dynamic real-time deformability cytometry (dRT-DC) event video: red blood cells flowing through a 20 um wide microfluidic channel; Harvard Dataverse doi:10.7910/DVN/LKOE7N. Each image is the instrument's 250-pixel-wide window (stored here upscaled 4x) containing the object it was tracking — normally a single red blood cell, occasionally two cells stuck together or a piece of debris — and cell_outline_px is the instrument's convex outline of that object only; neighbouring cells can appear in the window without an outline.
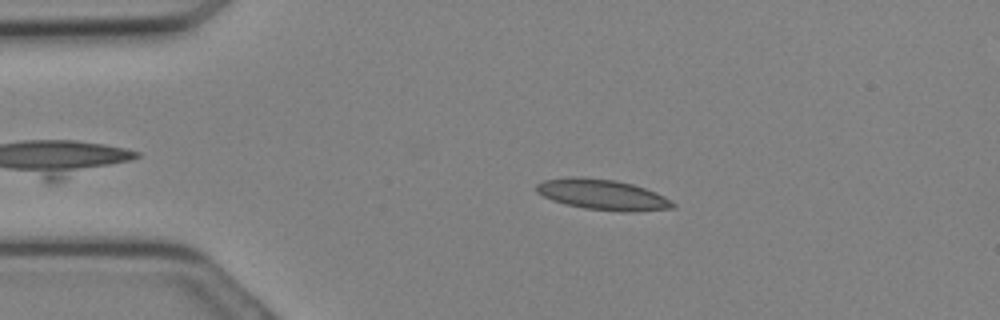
{"species": "Egyptian fruit bat (a non-hibernating species)", "species_latin": "Rousettus aegyptiacus", "temperature_condition": "cold", "stored_images_in_passage": 13, "camera_frame_rate_fps": 3000, "um_per_image_px": 0.085, "animal": {"sex": "female"}, "frame": {"image": 1, "passage_image": 1, "time_ms": 0.0, "image_size_px": [1000, 320], "cell_outline_px": [[676, 208], [632, 212], [624, 212], [584, 208], [564, 204], [552, 200], [536, 192], [536, 184], [544, 180], [568, 176], [580, 176], [616, 180], [632, 184], [656, 192], [664, 196], [676, 204]], "centroid_in_image_um": [51.21, 16.54], "position_along_channel_um": 33.8, "area_um2": 24.51}}
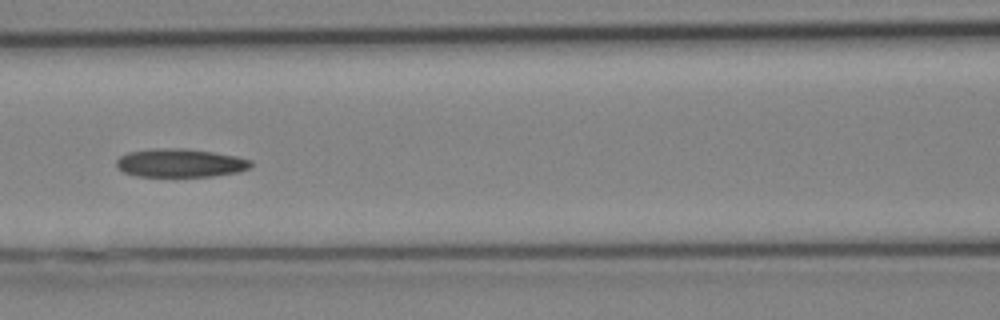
{"frame": {"image": 2, "passage_image": 8, "time_ms": 2.333, "image_size_px": [1000, 320], "cell_outline_px": [[252, 164], [248, 168], [236, 172], [212, 176], [136, 176], [124, 172], [116, 164], [116, 160], [120, 156], [128, 152], [152, 148], [184, 148], [212, 152], [236, 156], [252, 160]], "centroid_in_image_um": [15.3, 13.84], "position_along_channel_um": 151.3, "area_um2": 22.14}}
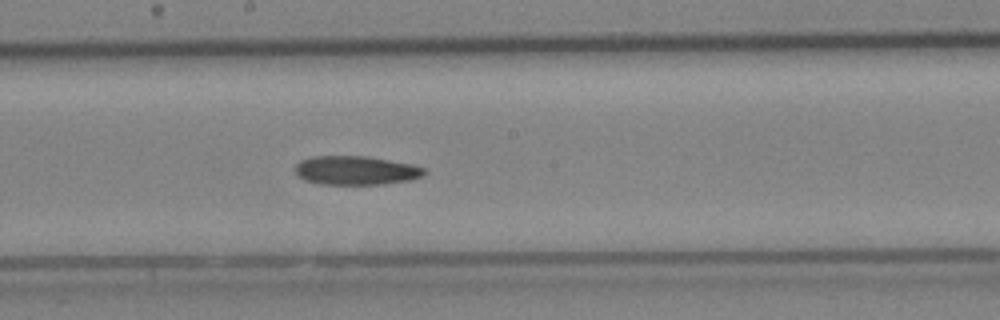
{"frame": {"image": 3, "passage_image": 11, "time_ms": 3.333, "image_size_px": [1000, 320], "cell_outline_px": [[428, 172], [424, 176], [412, 180], [384, 184], [324, 184], [304, 180], [296, 172], [296, 164], [300, 160], [312, 156], [368, 156], [412, 164], [424, 168]], "centroid_in_image_um": [30.31, 14.48], "position_along_channel_um": 217.9, "area_um2": 21.85}}